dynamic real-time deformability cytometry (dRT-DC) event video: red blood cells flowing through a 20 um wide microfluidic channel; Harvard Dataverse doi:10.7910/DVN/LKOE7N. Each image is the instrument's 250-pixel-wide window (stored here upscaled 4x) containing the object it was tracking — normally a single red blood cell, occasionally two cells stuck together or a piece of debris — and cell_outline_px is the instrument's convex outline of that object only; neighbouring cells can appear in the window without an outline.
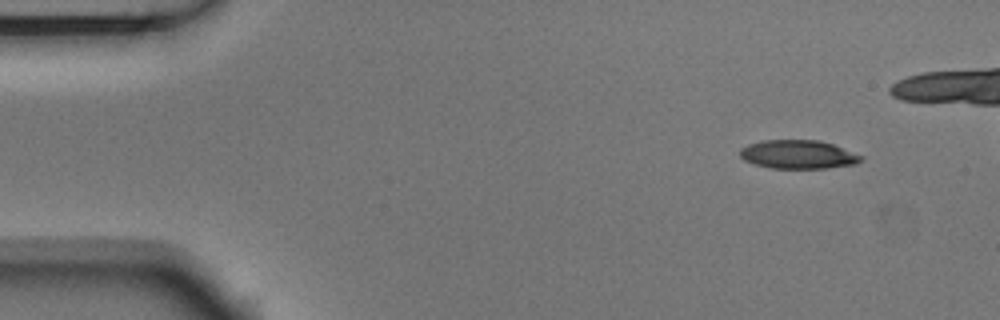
{"species": "Egyptian fruit bat (a non-hibernating species)", "species_latin": "Rousettus aegyptiacus", "temperature_condition": "room temperature", "stored_images_in_passage": 4, "camera_frame_rate_fps": 3000, "um_per_image_px": 0.085, "animal": {"sex": "male"}, "frame": {"image": 1, "passage_image": 1, "time_ms": 0.0, "image_size_px": [1000, 320], "cell_outline_px": [[864, 160], [856, 164], [824, 168], [772, 168], [756, 164], [744, 160], [740, 156], [740, 148], [748, 144], [764, 140], [820, 140], [832, 144], [864, 156]], "centroid_in_image_um": [67.86, 13.12], "position_along_channel_um": 17.1, "area_um2": 20.17}}